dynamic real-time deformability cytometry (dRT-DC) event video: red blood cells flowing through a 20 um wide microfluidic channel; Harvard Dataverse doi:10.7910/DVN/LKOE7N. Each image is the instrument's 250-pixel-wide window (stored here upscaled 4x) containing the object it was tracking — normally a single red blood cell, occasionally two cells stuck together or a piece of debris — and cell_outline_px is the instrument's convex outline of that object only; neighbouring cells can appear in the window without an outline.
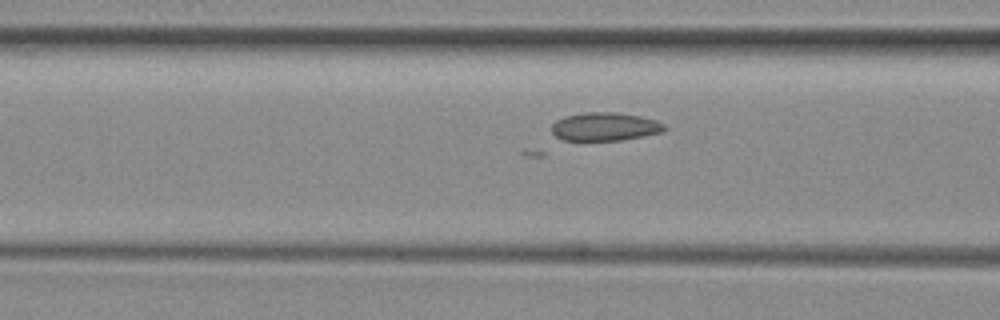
{"species": "common noctule bat (a hibernating species)", "species_latin": "Nyctalus noctula", "temperature_condition": "room temperature", "stored_images_in_passage": 23, "camera_frame_rate_fps": 3000, "um_per_image_px": 0.085, "animal": {"sex": "female", "body_mass_g": 29.2, "forearm_length_mm": 56.3}, "frame": {"image": 1, "passage_image": 14, "time_ms": 4.333, "image_size_px": [1000, 320], "cell_outline_px": [[668, 128], [664, 132], [644, 136], [620, 140], [560, 140], [552, 132], [552, 124], [556, 120], [564, 116], [584, 112], [616, 112], [640, 116], [656, 120], [664, 124]], "centroid_in_image_um": [51.43, 10.76], "position_along_channel_um": 115.2, "area_um2": 18.79}}
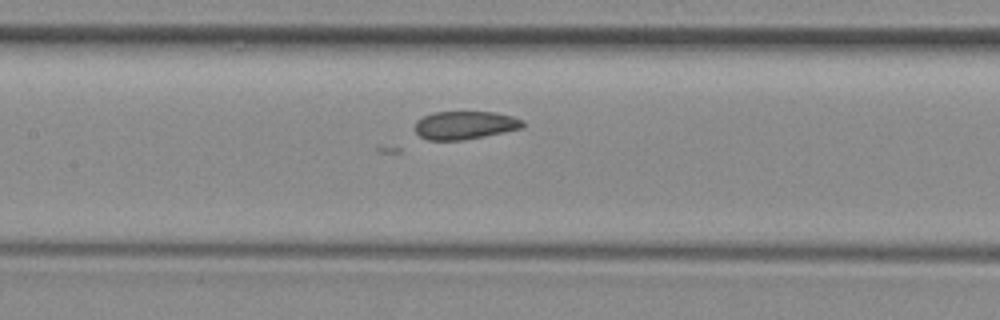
{"frame": {"image": 2, "passage_image": 18, "time_ms": 5.667, "image_size_px": [1000, 320], "cell_outline_px": [[524, 128], [484, 136], [460, 140], [428, 140], [420, 136], [416, 132], [416, 120], [432, 112], [496, 112], [512, 116], [524, 120]], "centroid_in_image_um": [39.54, 10.63], "position_along_channel_um": 167.9, "area_um2": 17.69}}